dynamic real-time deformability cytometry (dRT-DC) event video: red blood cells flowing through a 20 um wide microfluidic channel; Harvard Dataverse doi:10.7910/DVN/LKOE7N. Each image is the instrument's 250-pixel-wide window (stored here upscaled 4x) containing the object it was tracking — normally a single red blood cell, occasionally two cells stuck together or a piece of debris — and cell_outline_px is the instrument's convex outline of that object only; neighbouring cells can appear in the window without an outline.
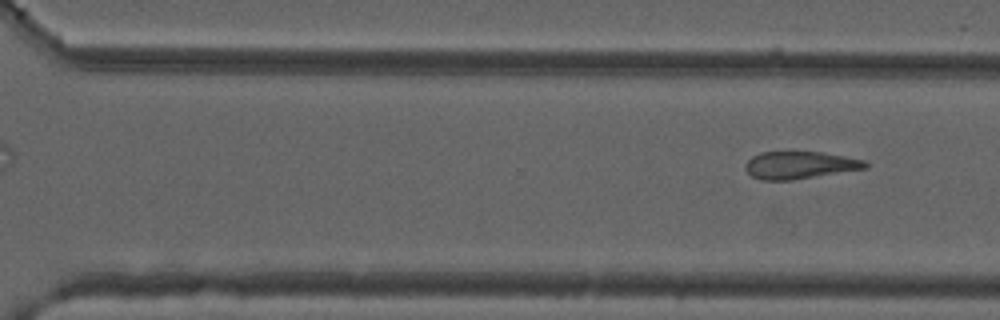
{"species": "common noctule bat (a hibernating species)", "species_latin": "Nyctalus noctula", "temperature_condition": "cold", "stored_images_in_passage": 9, "camera_frame_rate_fps": 3000, "um_per_image_px": 0.085, "animal": {"sex": "male", "forearm_length_mm": 52.5}, "frame": {"image": 1, "passage_image": 9, "time_ms": 10.0, "image_size_px": [1000, 320], "cell_outline_px": [[868, 168], [792, 180], [760, 180], [752, 176], [744, 168], [744, 164], [752, 156], [760, 152], [820, 152], [868, 160]], "centroid_in_image_um": [67.99, 14.03], "position_along_channel_um": 302.6, "area_um2": 19.25}}